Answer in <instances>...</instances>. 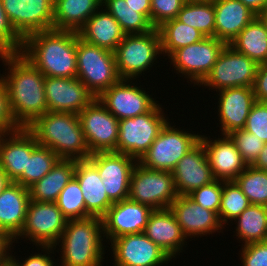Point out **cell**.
I'll use <instances>...</instances> for the list:
<instances>
[{
  "mask_svg": "<svg viewBox=\"0 0 267 266\" xmlns=\"http://www.w3.org/2000/svg\"><path fill=\"white\" fill-rule=\"evenodd\" d=\"M67 221L55 202L30 200L25 225L13 242L21 237L29 239L35 246H55L66 228Z\"/></svg>",
  "mask_w": 267,
  "mask_h": 266,
  "instance_id": "cell-11",
  "label": "cell"
},
{
  "mask_svg": "<svg viewBox=\"0 0 267 266\" xmlns=\"http://www.w3.org/2000/svg\"><path fill=\"white\" fill-rule=\"evenodd\" d=\"M243 129L267 143V102L254 103Z\"/></svg>",
  "mask_w": 267,
  "mask_h": 266,
  "instance_id": "cell-45",
  "label": "cell"
},
{
  "mask_svg": "<svg viewBox=\"0 0 267 266\" xmlns=\"http://www.w3.org/2000/svg\"><path fill=\"white\" fill-rule=\"evenodd\" d=\"M235 221V236L244 245L267 240V206L251 204Z\"/></svg>",
  "mask_w": 267,
  "mask_h": 266,
  "instance_id": "cell-33",
  "label": "cell"
},
{
  "mask_svg": "<svg viewBox=\"0 0 267 266\" xmlns=\"http://www.w3.org/2000/svg\"><path fill=\"white\" fill-rule=\"evenodd\" d=\"M12 182V180L7 176V174L0 167V194L4 189Z\"/></svg>",
  "mask_w": 267,
  "mask_h": 266,
  "instance_id": "cell-54",
  "label": "cell"
},
{
  "mask_svg": "<svg viewBox=\"0 0 267 266\" xmlns=\"http://www.w3.org/2000/svg\"><path fill=\"white\" fill-rule=\"evenodd\" d=\"M22 46L23 39L11 26L0 1V54L19 53Z\"/></svg>",
  "mask_w": 267,
  "mask_h": 266,
  "instance_id": "cell-44",
  "label": "cell"
},
{
  "mask_svg": "<svg viewBox=\"0 0 267 266\" xmlns=\"http://www.w3.org/2000/svg\"><path fill=\"white\" fill-rule=\"evenodd\" d=\"M56 205L68 220L91 217L86 212L85 201L78 181L73 177L56 200Z\"/></svg>",
  "mask_w": 267,
  "mask_h": 266,
  "instance_id": "cell-40",
  "label": "cell"
},
{
  "mask_svg": "<svg viewBox=\"0 0 267 266\" xmlns=\"http://www.w3.org/2000/svg\"><path fill=\"white\" fill-rule=\"evenodd\" d=\"M44 89L48 112L79 114L95 99L77 77H45Z\"/></svg>",
  "mask_w": 267,
  "mask_h": 266,
  "instance_id": "cell-18",
  "label": "cell"
},
{
  "mask_svg": "<svg viewBox=\"0 0 267 266\" xmlns=\"http://www.w3.org/2000/svg\"><path fill=\"white\" fill-rule=\"evenodd\" d=\"M143 233L171 259L180 255L188 240L170 208L153 210Z\"/></svg>",
  "mask_w": 267,
  "mask_h": 266,
  "instance_id": "cell-25",
  "label": "cell"
},
{
  "mask_svg": "<svg viewBox=\"0 0 267 266\" xmlns=\"http://www.w3.org/2000/svg\"><path fill=\"white\" fill-rule=\"evenodd\" d=\"M187 0H151L150 23L154 28L177 18Z\"/></svg>",
  "mask_w": 267,
  "mask_h": 266,
  "instance_id": "cell-43",
  "label": "cell"
},
{
  "mask_svg": "<svg viewBox=\"0 0 267 266\" xmlns=\"http://www.w3.org/2000/svg\"><path fill=\"white\" fill-rule=\"evenodd\" d=\"M26 128L39 145L50 148L60 159L79 161L91 155L76 113L46 112Z\"/></svg>",
  "mask_w": 267,
  "mask_h": 266,
  "instance_id": "cell-3",
  "label": "cell"
},
{
  "mask_svg": "<svg viewBox=\"0 0 267 266\" xmlns=\"http://www.w3.org/2000/svg\"><path fill=\"white\" fill-rule=\"evenodd\" d=\"M59 160L60 158L53 150L38 145L31 155L27 156L26 169L14 182L29 188L45 176Z\"/></svg>",
  "mask_w": 267,
  "mask_h": 266,
  "instance_id": "cell-37",
  "label": "cell"
},
{
  "mask_svg": "<svg viewBox=\"0 0 267 266\" xmlns=\"http://www.w3.org/2000/svg\"><path fill=\"white\" fill-rule=\"evenodd\" d=\"M251 203L235 181H223L218 217L224 227L234 221ZM230 220V221H229Z\"/></svg>",
  "mask_w": 267,
  "mask_h": 266,
  "instance_id": "cell-39",
  "label": "cell"
},
{
  "mask_svg": "<svg viewBox=\"0 0 267 266\" xmlns=\"http://www.w3.org/2000/svg\"><path fill=\"white\" fill-rule=\"evenodd\" d=\"M172 175L178 195H188L215 180L201 141L177 162Z\"/></svg>",
  "mask_w": 267,
  "mask_h": 266,
  "instance_id": "cell-20",
  "label": "cell"
},
{
  "mask_svg": "<svg viewBox=\"0 0 267 266\" xmlns=\"http://www.w3.org/2000/svg\"><path fill=\"white\" fill-rule=\"evenodd\" d=\"M152 211L129 199L114 203L102 217L104 237L111 242L122 235L143 232Z\"/></svg>",
  "mask_w": 267,
  "mask_h": 266,
  "instance_id": "cell-19",
  "label": "cell"
},
{
  "mask_svg": "<svg viewBox=\"0 0 267 266\" xmlns=\"http://www.w3.org/2000/svg\"><path fill=\"white\" fill-rule=\"evenodd\" d=\"M176 19L198 29L205 37H215L214 0H187Z\"/></svg>",
  "mask_w": 267,
  "mask_h": 266,
  "instance_id": "cell-35",
  "label": "cell"
},
{
  "mask_svg": "<svg viewBox=\"0 0 267 266\" xmlns=\"http://www.w3.org/2000/svg\"><path fill=\"white\" fill-rule=\"evenodd\" d=\"M130 81L121 79L97 97L118 120L145 114L158 103L141 85L138 87Z\"/></svg>",
  "mask_w": 267,
  "mask_h": 266,
  "instance_id": "cell-15",
  "label": "cell"
},
{
  "mask_svg": "<svg viewBox=\"0 0 267 266\" xmlns=\"http://www.w3.org/2000/svg\"><path fill=\"white\" fill-rule=\"evenodd\" d=\"M110 243L114 266H161L171 261L143 232L122 235Z\"/></svg>",
  "mask_w": 267,
  "mask_h": 266,
  "instance_id": "cell-17",
  "label": "cell"
},
{
  "mask_svg": "<svg viewBox=\"0 0 267 266\" xmlns=\"http://www.w3.org/2000/svg\"><path fill=\"white\" fill-rule=\"evenodd\" d=\"M5 132L3 130L0 129V139L2 137V135L4 134Z\"/></svg>",
  "mask_w": 267,
  "mask_h": 266,
  "instance_id": "cell-57",
  "label": "cell"
},
{
  "mask_svg": "<svg viewBox=\"0 0 267 266\" xmlns=\"http://www.w3.org/2000/svg\"><path fill=\"white\" fill-rule=\"evenodd\" d=\"M257 67L254 60L226 44L199 87L204 85L216 92L233 87H253Z\"/></svg>",
  "mask_w": 267,
  "mask_h": 266,
  "instance_id": "cell-10",
  "label": "cell"
},
{
  "mask_svg": "<svg viewBox=\"0 0 267 266\" xmlns=\"http://www.w3.org/2000/svg\"><path fill=\"white\" fill-rule=\"evenodd\" d=\"M229 45L258 65L267 63V30L258 16L245 26Z\"/></svg>",
  "mask_w": 267,
  "mask_h": 266,
  "instance_id": "cell-32",
  "label": "cell"
},
{
  "mask_svg": "<svg viewBox=\"0 0 267 266\" xmlns=\"http://www.w3.org/2000/svg\"><path fill=\"white\" fill-rule=\"evenodd\" d=\"M218 118L222 135L243 129L256 102L252 87H233L218 91ZM220 96V97H219Z\"/></svg>",
  "mask_w": 267,
  "mask_h": 266,
  "instance_id": "cell-23",
  "label": "cell"
},
{
  "mask_svg": "<svg viewBox=\"0 0 267 266\" xmlns=\"http://www.w3.org/2000/svg\"><path fill=\"white\" fill-rule=\"evenodd\" d=\"M74 178L78 181L91 217L102 218L114 204L108 197L97 168L88 160L76 161Z\"/></svg>",
  "mask_w": 267,
  "mask_h": 266,
  "instance_id": "cell-27",
  "label": "cell"
},
{
  "mask_svg": "<svg viewBox=\"0 0 267 266\" xmlns=\"http://www.w3.org/2000/svg\"><path fill=\"white\" fill-rule=\"evenodd\" d=\"M19 128L21 127L11 113L6 86L0 77V129L4 132H13Z\"/></svg>",
  "mask_w": 267,
  "mask_h": 266,
  "instance_id": "cell-47",
  "label": "cell"
},
{
  "mask_svg": "<svg viewBox=\"0 0 267 266\" xmlns=\"http://www.w3.org/2000/svg\"><path fill=\"white\" fill-rule=\"evenodd\" d=\"M227 135L234 142L247 165H252L255 162L265 145V142L259 137L244 129L231 131Z\"/></svg>",
  "mask_w": 267,
  "mask_h": 266,
  "instance_id": "cell-41",
  "label": "cell"
},
{
  "mask_svg": "<svg viewBox=\"0 0 267 266\" xmlns=\"http://www.w3.org/2000/svg\"><path fill=\"white\" fill-rule=\"evenodd\" d=\"M252 88L256 101L267 102V63L258 65Z\"/></svg>",
  "mask_w": 267,
  "mask_h": 266,
  "instance_id": "cell-49",
  "label": "cell"
},
{
  "mask_svg": "<svg viewBox=\"0 0 267 266\" xmlns=\"http://www.w3.org/2000/svg\"><path fill=\"white\" fill-rule=\"evenodd\" d=\"M158 55V56H157ZM162 55L157 28L143 34H128L114 51L121 79L136 80ZM149 67V68H148Z\"/></svg>",
  "mask_w": 267,
  "mask_h": 266,
  "instance_id": "cell-6",
  "label": "cell"
},
{
  "mask_svg": "<svg viewBox=\"0 0 267 266\" xmlns=\"http://www.w3.org/2000/svg\"><path fill=\"white\" fill-rule=\"evenodd\" d=\"M157 30L160 35L161 52L168 57L175 50L197 43L205 38L198 29L181 23L176 18L165 21L157 27Z\"/></svg>",
  "mask_w": 267,
  "mask_h": 266,
  "instance_id": "cell-34",
  "label": "cell"
},
{
  "mask_svg": "<svg viewBox=\"0 0 267 266\" xmlns=\"http://www.w3.org/2000/svg\"><path fill=\"white\" fill-rule=\"evenodd\" d=\"M171 125L168 120L151 147L137 161L139 164L152 170L172 172L177 162L200 141L201 134Z\"/></svg>",
  "mask_w": 267,
  "mask_h": 266,
  "instance_id": "cell-8",
  "label": "cell"
},
{
  "mask_svg": "<svg viewBox=\"0 0 267 266\" xmlns=\"http://www.w3.org/2000/svg\"><path fill=\"white\" fill-rule=\"evenodd\" d=\"M103 239L102 218L68 220L55 245L61 243L60 266H102L106 248Z\"/></svg>",
  "mask_w": 267,
  "mask_h": 266,
  "instance_id": "cell-4",
  "label": "cell"
},
{
  "mask_svg": "<svg viewBox=\"0 0 267 266\" xmlns=\"http://www.w3.org/2000/svg\"><path fill=\"white\" fill-rule=\"evenodd\" d=\"M208 137L201 135L200 141L205 148L214 179L234 181L246 169L247 163L228 135L214 137L215 140H211L209 135Z\"/></svg>",
  "mask_w": 267,
  "mask_h": 266,
  "instance_id": "cell-22",
  "label": "cell"
},
{
  "mask_svg": "<svg viewBox=\"0 0 267 266\" xmlns=\"http://www.w3.org/2000/svg\"><path fill=\"white\" fill-rule=\"evenodd\" d=\"M29 201V188L13 181L0 194V230L12 240L25 225Z\"/></svg>",
  "mask_w": 267,
  "mask_h": 266,
  "instance_id": "cell-26",
  "label": "cell"
},
{
  "mask_svg": "<svg viewBox=\"0 0 267 266\" xmlns=\"http://www.w3.org/2000/svg\"><path fill=\"white\" fill-rule=\"evenodd\" d=\"M77 78L97 98L121 80L114 52L89 44L76 32Z\"/></svg>",
  "mask_w": 267,
  "mask_h": 266,
  "instance_id": "cell-5",
  "label": "cell"
},
{
  "mask_svg": "<svg viewBox=\"0 0 267 266\" xmlns=\"http://www.w3.org/2000/svg\"><path fill=\"white\" fill-rule=\"evenodd\" d=\"M223 181L214 180L209 184L194 189L188 196L205 209H209L218 215L221 204Z\"/></svg>",
  "mask_w": 267,
  "mask_h": 266,
  "instance_id": "cell-42",
  "label": "cell"
},
{
  "mask_svg": "<svg viewBox=\"0 0 267 266\" xmlns=\"http://www.w3.org/2000/svg\"><path fill=\"white\" fill-rule=\"evenodd\" d=\"M132 8L136 9L150 22L151 0H125Z\"/></svg>",
  "mask_w": 267,
  "mask_h": 266,
  "instance_id": "cell-50",
  "label": "cell"
},
{
  "mask_svg": "<svg viewBox=\"0 0 267 266\" xmlns=\"http://www.w3.org/2000/svg\"><path fill=\"white\" fill-rule=\"evenodd\" d=\"M76 160L60 159L39 181L29 187L30 200L56 202L60 192L74 177Z\"/></svg>",
  "mask_w": 267,
  "mask_h": 266,
  "instance_id": "cell-31",
  "label": "cell"
},
{
  "mask_svg": "<svg viewBox=\"0 0 267 266\" xmlns=\"http://www.w3.org/2000/svg\"><path fill=\"white\" fill-rule=\"evenodd\" d=\"M215 37L229 44L257 15L240 0H214Z\"/></svg>",
  "mask_w": 267,
  "mask_h": 266,
  "instance_id": "cell-28",
  "label": "cell"
},
{
  "mask_svg": "<svg viewBox=\"0 0 267 266\" xmlns=\"http://www.w3.org/2000/svg\"><path fill=\"white\" fill-rule=\"evenodd\" d=\"M15 32L24 40L35 32L53 29L54 0H0Z\"/></svg>",
  "mask_w": 267,
  "mask_h": 266,
  "instance_id": "cell-16",
  "label": "cell"
},
{
  "mask_svg": "<svg viewBox=\"0 0 267 266\" xmlns=\"http://www.w3.org/2000/svg\"><path fill=\"white\" fill-rule=\"evenodd\" d=\"M78 34L85 42L112 52L126 35L115 18L103 7L86 21Z\"/></svg>",
  "mask_w": 267,
  "mask_h": 266,
  "instance_id": "cell-29",
  "label": "cell"
},
{
  "mask_svg": "<svg viewBox=\"0 0 267 266\" xmlns=\"http://www.w3.org/2000/svg\"><path fill=\"white\" fill-rule=\"evenodd\" d=\"M43 248L41 250L42 252H47L46 254H41V253H34L31 256L27 257L25 260H22L23 262H18L19 260H16L14 255L11 254V266H56V264L53 262L54 260L52 259V253L56 247L55 246H37ZM54 249V250H53ZM48 254V255H47ZM55 264V265H54Z\"/></svg>",
  "mask_w": 267,
  "mask_h": 266,
  "instance_id": "cell-48",
  "label": "cell"
},
{
  "mask_svg": "<svg viewBox=\"0 0 267 266\" xmlns=\"http://www.w3.org/2000/svg\"><path fill=\"white\" fill-rule=\"evenodd\" d=\"M177 196L171 171L152 170L136 163L131 174L129 200L159 210L169 208Z\"/></svg>",
  "mask_w": 267,
  "mask_h": 266,
  "instance_id": "cell-9",
  "label": "cell"
},
{
  "mask_svg": "<svg viewBox=\"0 0 267 266\" xmlns=\"http://www.w3.org/2000/svg\"><path fill=\"white\" fill-rule=\"evenodd\" d=\"M20 53L45 77H77L76 31L35 32L23 40Z\"/></svg>",
  "mask_w": 267,
  "mask_h": 266,
  "instance_id": "cell-2",
  "label": "cell"
},
{
  "mask_svg": "<svg viewBox=\"0 0 267 266\" xmlns=\"http://www.w3.org/2000/svg\"><path fill=\"white\" fill-rule=\"evenodd\" d=\"M88 160L97 168L113 203L128 199L131 174L137 163L135 158L117 152H98L91 154Z\"/></svg>",
  "mask_w": 267,
  "mask_h": 266,
  "instance_id": "cell-14",
  "label": "cell"
},
{
  "mask_svg": "<svg viewBox=\"0 0 267 266\" xmlns=\"http://www.w3.org/2000/svg\"><path fill=\"white\" fill-rule=\"evenodd\" d=\"M234 181L251 204L267 206V171L248 165Z\"/></svg>",
  "mask_w": 267,
  "mask_h": 266,
  "instance_id": "cell-38",
  "label": "cell"
},
{
  "mask_svg": "<svg viewBox=\"0 0 267 266\" xmlns=\"http://www.w3.org/2000/svg\"><path fill=\"white\" fill-rule=\"evenodd\" d=\"M102 7V0H54L53 29L78 32Z\"/></svg>",
  "mask_w": 267,
  "mask_h": 266,
  "instance_id": "cell-30",
  "label": "cell"
},
{
  "mask_svg": "<svg viewBox=\"0 0 267 266\" xmlns=\"http://www.w3.org/2000/svg\"><path fill=\"white\" fill-rule=\"evenodd\" d=\"M246 7L252 10L257 16L267 9V0H240Z\"/></svg>",
  "mask_w": 267,
  "mask_h": 266,
  "instance_id": "cell-51",
  "label": "cell"
},
{
  "mask_svg": "<svg viewBox=\"0 0 267 266\" xmlns=\"http://www.w3.org/2000/svg\"><path fill=\"white\" fill-rule=\"evenodd\" d=\"M102 7L110 13L128 34H143L154 29L151 23L125 0H102Z\"/></svg>",
  "mask_w": 267,
  "mask_h": 266,
  "instance_id": "cell-36",
  "label": "cell"
},
{
  "mask_svg": "<svg viewBox=\"0 0 267 266\" xmlns=\"http://www.w3.org/2000/svg\"><path fill=\"white\" fill-rule=\"evenodd\" d=\"M161 106L157 103L145 114L119 120L117 153L126 154L137 161L143 156L169 120Z\"/></svg>",
  "mask_w": 267,
  "mask_h": 266,
  "instance_id": "cell-7",
  "label": "cell"
},
{
  "mask_svg": "<svg viewBox=\"0 0 267 266\" xmlns=\"http://www.w3.org/2000/svg\"><path fill=\"white\" fill-rule=\"evenodd\" d=\"M258 17L261 19L267 30V9L261 12Z\"/></svg>",
  "mask_w": 267,
  "mask_h": 266,
  "instance_id": "cell-56",
  "label": "cell"
},
{
  "mask_svg": "<svg viewBox=\"0 0 267 266\" xmlns=\"http://www.w3.org/2000/svg\"><path fill=\"white\" fill-rule=\"evenodd\" d=\"M252 166L256 169L267 171V143H265L258 158L255 160Z\"/></svg>",
  "mask_w": 267,
  "mask_h": 266,
  "instance_id": "cell-53",
  "label": "cell"
},
{
  "mask_svg": "<svg viewBox=\"0 0 267 266\" xmlns=\"http://www.w3.org/2000/svg\"><path fill=\"white\" fill-rule=\"evenodd\" d=\"M0 266H11V255L9 252L3 258H0Z\"/></svg>",
  "mask_w": 267,
  "mask_h": 266,
  "instance_id": "cell-55",
  "label": "cell"
},
{
  "mask_svg": "<svg viewBox=\"0 0 267 266\" xmlns=\"http://www.w3.org/2000/svg\"><path fill=\"white\" fill-rule=\"evenodd\" d=\"M226 46L216 37H205L197 43L175 50L169 57L177 74H182L195 85H199L212 70L217 58Z\"/></svg>",
  "mask_w": 267,
  "mask_h": 266,
  "instance_id": "cell-12",
  "label": "cell"
},
{
  "mask_svg": "<svg viewBox=\"0 0 267 266\" xmlns=\"http://www.w3.org/2000/svg\"><path fill=\"white\" fill-rule=\"evenodd\" d=\"M169 208L187 239L220 233L225 228L215 212L201 207L188 195H178Z\"/></svg>",
  "mask_w": 267,
  "mask_h": 266,
  "instance_id": "cell-21",
  "label": "cell"
},
{
  "mask_svg": "<svg viewBox=\"0 0 267 266\" xmlns=\"http://www.w3.org/2000/svg\"><path fill=\"white\" fill-rule=\"evenodd\" d=\"M242 266H267V240L241 246Z\"/></svg>",
  "mask_w": 267,
  "mask_h": 266,
  "instance_id": "cell-46",
  "label": "cell"
},
{
  "mask_svg": "<svg viewBox=\"0 0 267 266\" xmlns=\"http://www.w3.org/2000/svg\"><path fill=\"white\" fill-rule=\"evenodd\" d=\"M13 240L3 231L0 230V258H3L13 247Z\"/></svg>",
  "mask_w": 267,
  "mask_h": 266,
  "instance_id": "cell-52",
  "label": "cell"
},
{
  "mask_svg": "<svg viewBox=\"0 0 267 266\" xmlns=\"http://www.w3.org/2000/svg\"><path fill=\"white\" fill-rule=\"evenodd\" d=\"M38 145L34 135L24 127L13 132H5L2 135L0 167L13 182L26 169L27 156H30Z\"/></svg>",
  "mask_w": 267,
  "mask_h": 266,
  "instance_id": "cell-24",
  "label": "cell"
},
{
  "mask_svg": "<svg viewBox=\"0 0 267 266\" xmlns=\"http://www.w3.org/2000/svg\"><path fill=\"white\" fill-rule=\"evenodd\" d=\"M7 75L0 74L9 98L15 122L28 127L37 117L48 112L44 82L45 76L27 58L19 53L0 54ZM2 75V76H1Z\"/></svg>",
  "mask_w": 267,
  "mask_h": 266,
  "instance_id": "cell-1",
  "label": "cell"
},
{
  "mask_svg": "<svg viewBox=\"0 0 267 266\" xmlns=\"http://www.w3.org/2000/svg\"><path fill=\"white\" fill-rule=\"evenodd\" d=\"M78 117L91 154L117 152L119 120L97 98Z\"/></svg>",
  "mask_w": 267,
  "mask_h": 266,
  "instance_id": "cell-13",
  "label": "cell"
}]
</instances>
